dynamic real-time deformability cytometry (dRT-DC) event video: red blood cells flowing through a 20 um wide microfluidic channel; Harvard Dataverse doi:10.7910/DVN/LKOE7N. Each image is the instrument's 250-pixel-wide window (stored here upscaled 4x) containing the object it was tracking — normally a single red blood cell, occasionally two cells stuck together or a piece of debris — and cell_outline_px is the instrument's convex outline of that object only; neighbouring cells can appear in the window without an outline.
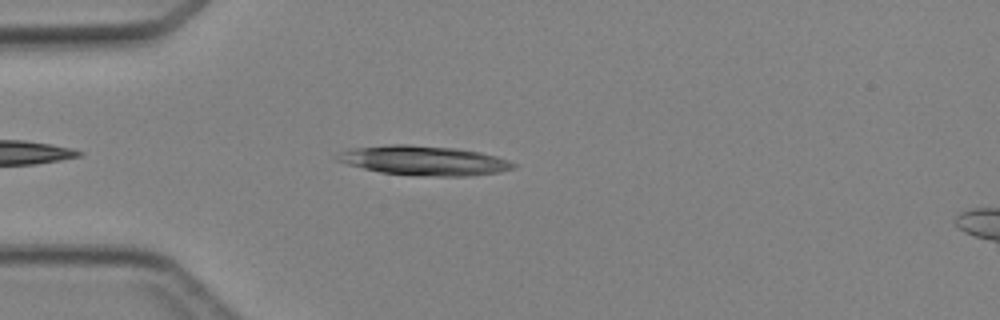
{"species": "Egyptian fruit bat (a non-hibernating species)", "species_latin": "Rousettus aegyptiacus", "temperature_condition": "cold", "stored_images_in_passage": 35, "camera_frame_rate_fps": 3000, "um_per_image_px": 0.085, "animal": {"sex": "female"}, "frame": {"image": 1, "passage_image": 4, "time_ms": 1.0, "image_size_px": [1000, 320], "cell_outline_px": [[516, 168], [500, 172], [468, 176], [416, 176], [380, 172], [348, 164], [336, 160], [336, 156], [340, 152], [352, 148], [388, 144], [408, 144], [452, 148], [480, 152], [496, 156], [508, 160], [516, 164]], "centroid_in_image_um": [36.04, 13.65], "position_along_channel_um": 49.0, "area_um2": 30.29}}
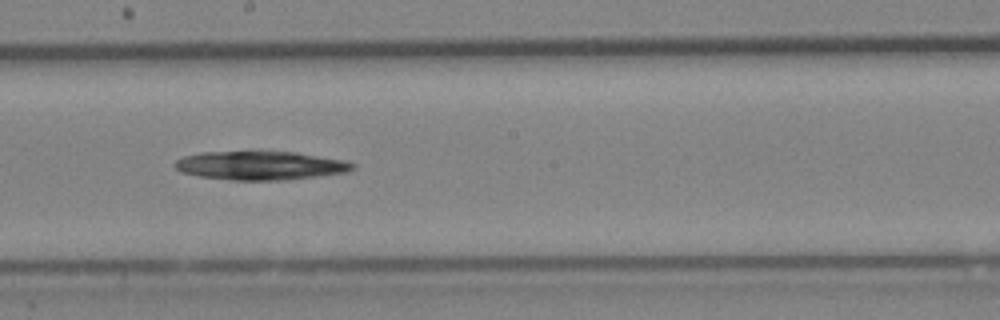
{"frame": {"image": 2, "passage_image": 17, "time_ms": 5.333, "image_size_px": [1000, 320], "cell_outline_px": [[356, 168], [348, 172], [284, 180], [232, 180], [200, 176], [180, 172], [172, 164], [176, 160], [184, 156], [200, 152], [260, 148], [296, 152], [348, 160], [356, 164]], "centroid_in_image_um": [22.14, 14.01], "position_along_channel_um": 226.1, "area_um2": 31.21}}
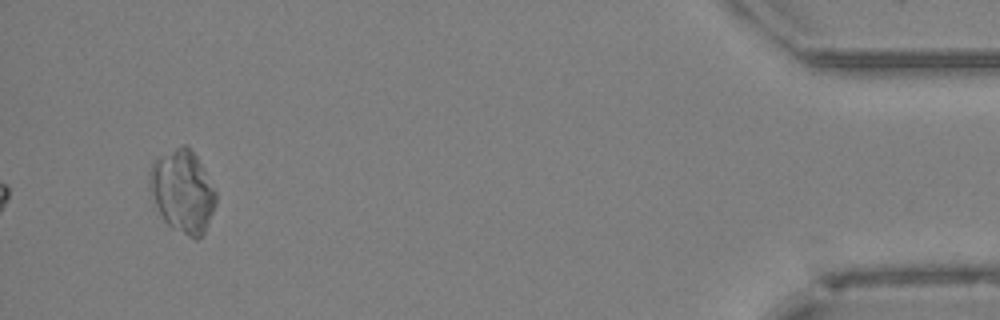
{"frame": {"image": 3, "passage_image": 35, "time_ms": 11.333, "image_size_px": [1000, 320], "cell_outline_px": [[216, 204], [208, 224], [204, 232], [196, 240], [172, 228], [164, 220], [148, 192], [148, 172], [156, 156], [184, 144], [196, 156], [204, 168], [216, 192]], "centroid_in_image_um": [15.48, 16.25], "position_along_channel_um": 419.7, "area_um2": 32.14}}